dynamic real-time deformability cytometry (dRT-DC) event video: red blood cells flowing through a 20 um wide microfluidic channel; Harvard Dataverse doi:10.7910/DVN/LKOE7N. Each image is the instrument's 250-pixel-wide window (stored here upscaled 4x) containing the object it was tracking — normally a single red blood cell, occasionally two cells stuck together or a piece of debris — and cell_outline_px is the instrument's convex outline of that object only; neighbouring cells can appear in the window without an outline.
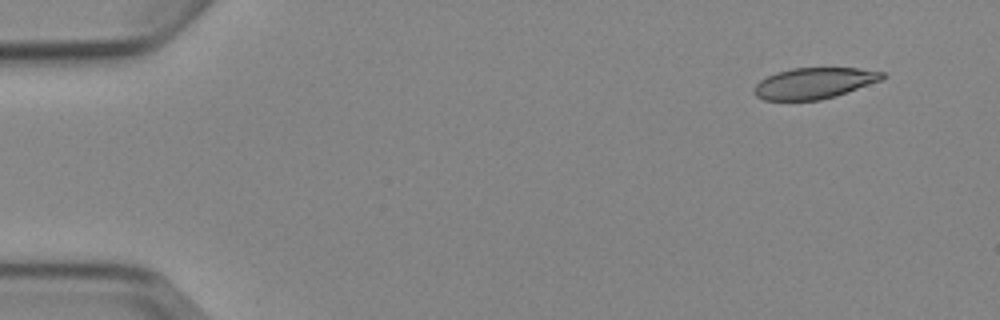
{"species": "Egyptian fruit bat (a non-hibernating species)", "species_latin": "Rousettus aegyptiacus", "temperature_condition": "cold", "stored_images_in_passage": 5, "camera_frame_rate_fps": 3000, "um_per_image_px": 0.085, "animal": {"sex": "female"}, "frame": {"image": 1, "passage_image": 2, "time_ms": 1.0, "image_size_px": [1000, 320], "cell_outline_px": [[888, 76], [880, 80], [848, 92], [836, 96], [820, 100], [764, 100], [756, 96], [752, 92], [752, 88], [760, 80], [776, 72], [792, 68], [860, 68], [884, 72]], "centroid_in_image_um": [69.19, 7.07], "position_along_channel_um": 15.8, "area_um2": 23.29}}
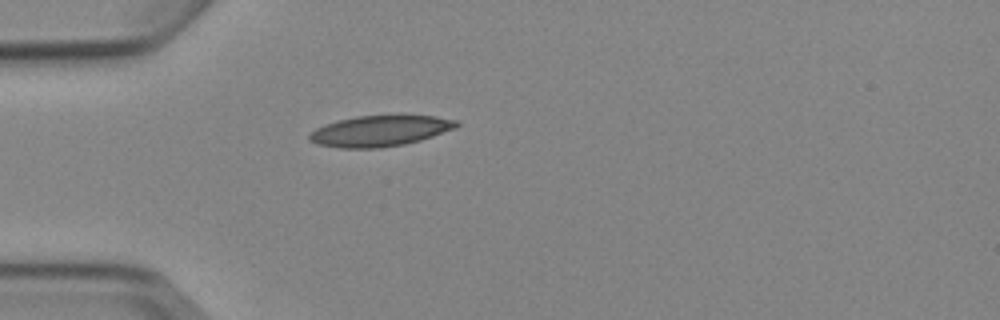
{"frame": {"image": 2, "passage_image": 5, "time_ms": 4.667, "image_size_px": [1000, 320], "cell_outline_px": [[460, 124], [456, 128], [420, 140], [404, 144], [380, 148], [340, 148], [316, 144], [308, 140], [308, 136], [316, 128], [324, 124], [336, 120], [356, 116], [404, 112], [436, 116], [456, 120]], "centroid_in_image_um": [32.33, 11.07], "position_along_channel_um": 52.7, "area_um2": 27.51}}